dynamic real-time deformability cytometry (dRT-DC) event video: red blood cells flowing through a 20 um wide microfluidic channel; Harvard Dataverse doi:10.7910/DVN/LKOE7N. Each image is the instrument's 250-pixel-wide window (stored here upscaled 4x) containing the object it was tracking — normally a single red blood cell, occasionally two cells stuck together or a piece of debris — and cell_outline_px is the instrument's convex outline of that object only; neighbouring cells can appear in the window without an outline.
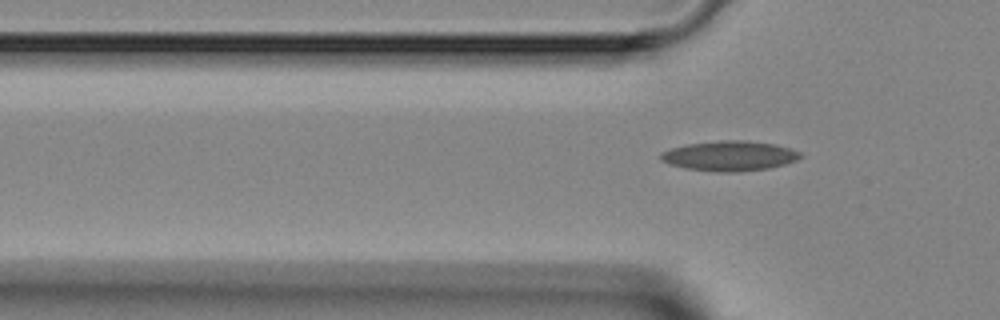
{"species": "Egyptian fruit bat (a non-hibernating species)", "species_latin": "Rousettus aegyptiacus", "temperature_condition": "room temperature", "stored_images_in_passage": 7, "segment_of_instrument_passage": [2, 2], "camera_frame_rate_fps": 3000, "um_per_image_px": 0.085, "animal": {"sex": "female"}, "frame": {"image": 1, "passage_image": 7, "time_ms": 7.0, "image_size_px": [1000, 320], "cell_outline_px": [[804, 156], [796, 160], [784, 164], [768, 168], [740, 172], [716, 172], [688, 168], [668, 164], [660, 160], [660, 152], [672, 148], [688, 144], [720, 140], [744, 140], [776, 144], [800, 152]], "centroid_in_image_um": [62.01, 13.25], "position_along_channel_um": 63.8, "area_um2": 24.39}}